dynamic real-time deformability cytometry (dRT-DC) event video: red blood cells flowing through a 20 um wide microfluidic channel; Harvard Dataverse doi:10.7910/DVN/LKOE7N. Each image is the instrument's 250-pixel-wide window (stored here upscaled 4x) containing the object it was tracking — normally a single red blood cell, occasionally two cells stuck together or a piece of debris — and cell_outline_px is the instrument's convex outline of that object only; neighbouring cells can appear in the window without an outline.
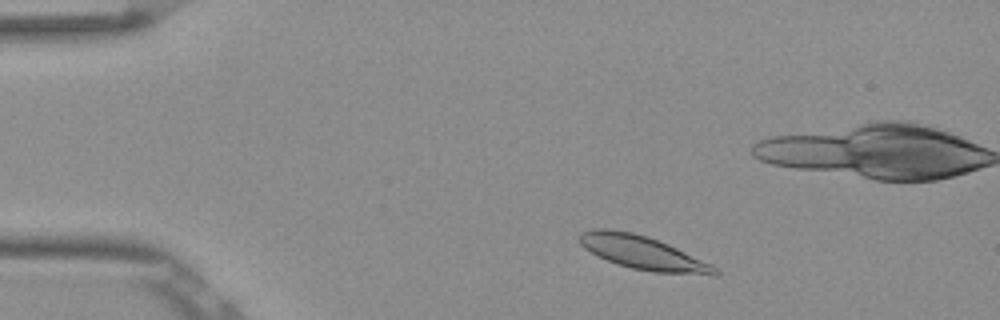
{"species": "Egyptian fruit bat (a non-hibernating species)", "species_latin": "Rousettus aegyptiacus", "temperature_condition": "room temperature", "stored_images_in_passage": 49, "camera_frame_rate_fps": 3000, "um_per_image_px": 0.085, "frame": {"image": 1, "passage_image": 4, "time_ms": 1.0, "image_size_px": [1000, 320], "cell_outline_px": [[720, 272], [716, 276], [712, 276], [652, 272], [632, 268], [616, 264], [584, 248], [580, 244], [580, 232], [596, 228], [608, 228], [632, 232], [648, 236], [668, 244], [712, 264]], "centroid_in_image_um": [54.68, 21.49], "position_along_channel_um": 30.3, "area_um2": 26.53}}
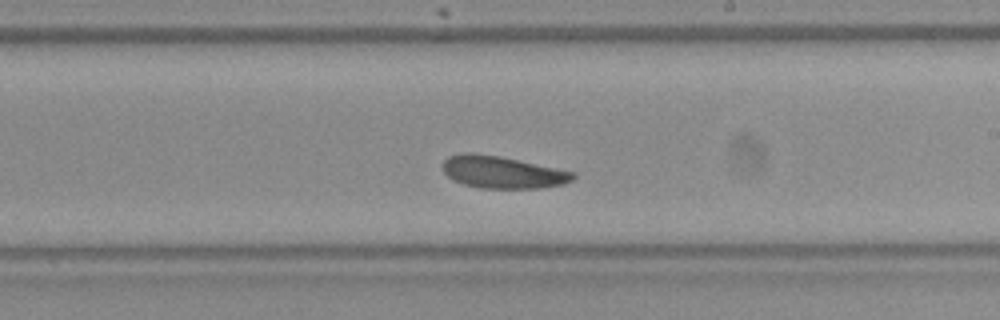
{"frame": {"image": 2, "passage_image": 26, "time_ms": 8.333, "image_size_px": [1000, 320], "cell_outline_px": [[576, 176], [572, 180], [564, 184], [540, 188], [480, 188], [464, 184], [452, 180], [444, 172], [444, 160], [448, 156], [468, 152], [472, 152], [500, 156], [576, 172]], "centroid_in_image_um": [42.72, 14.63], "position_along_channel_um": 246.3, "area_um2": 24.45}}
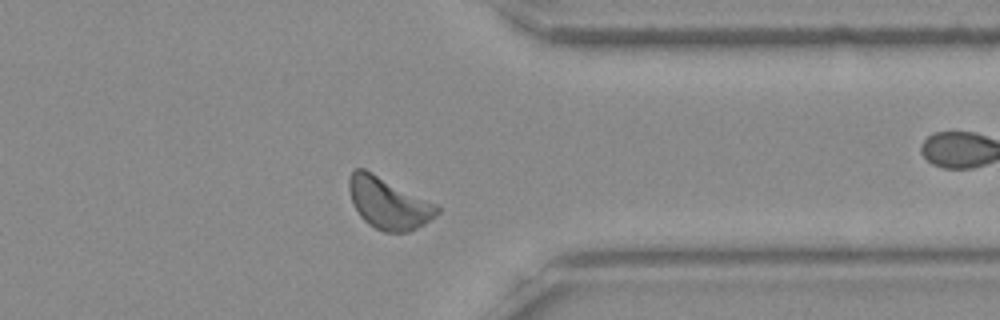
{"frame": {"image": 3, "passage_image": 37, "time_ms": 12.0, "image_size_px": [1000, 320], "cell_outline_px": [[440, 212], [436, 216], [424, 224], [408, 232], [384, 232], [368, 224], [360, 216], [352, 200], [348, 188], [348, 180], [352, 172], [356, 168], [364, 168], [436, 204], [440, 208]], "centroid_in_image_um": [33.02, 17.28], "position_along_channel_um": 378.4, "area_um2": 26.13}, "authors_computed_cell_mechanics": {"area_um2": 24.9118, "velocity_mm_per_s": 3.7567, "shape_relaxation_time_tau1_ms": 2.0187, "shape_relaxation_time_tau2_ms": null, "deformation_change_tau1": 0.0766, "deformation_change_tau2": null}}